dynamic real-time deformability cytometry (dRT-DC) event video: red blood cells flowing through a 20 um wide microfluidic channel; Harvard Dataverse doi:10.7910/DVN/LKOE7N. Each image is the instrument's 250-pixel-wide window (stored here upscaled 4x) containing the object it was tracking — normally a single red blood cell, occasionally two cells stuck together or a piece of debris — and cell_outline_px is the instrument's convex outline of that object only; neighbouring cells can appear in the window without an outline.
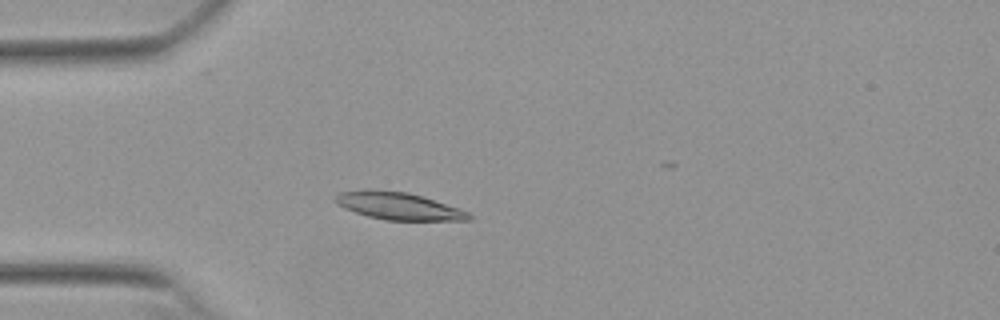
{"species": "Egyptian fruit bat (a non-hibernating species)", "species_latin": "Rousettus aegyptiacus", "temperature_condition": "warm", "stored_images_in_passage": 52, "camera_frame_rate_fps": 3000, "um_per_image_px": 0.085, "animal": {"sex": "female"}, "frame": {"image": 1, "passage_image": 13, "time_ms": 4.0, "image_size_px": [1000, 320], "cell_outline_px": [[472, 220], [384, 220], [368, 216], [344, 208], [336, 200], [336, 196], [340, 192], [368, 188], [408, 192], [468, 212], [472, 216]], "centroid_in_image_um": [33.83, 17.5], "position_along_channel_um": 51.2, "area_um2": 20.92}}
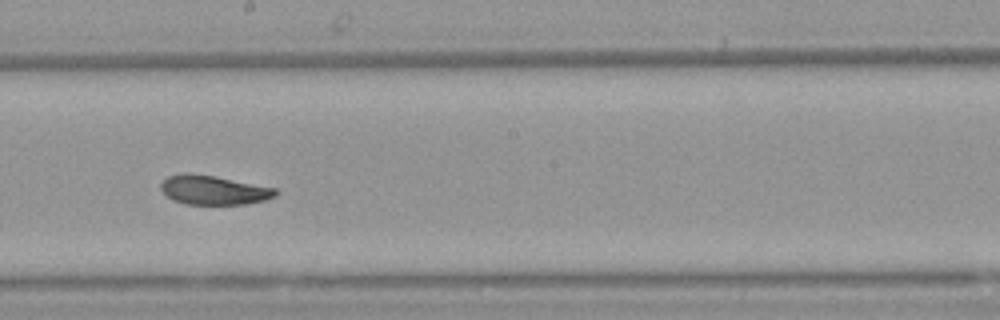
{"frame": {"image": 2, "passage_image": 28, "time_ms": 9.0, "image_size_px": [1000, 320], "cell_outline_px": [[280, 192], [276, 196], [264, 200], [244, 204], [184, 204], [172, 200], [160, 188], [160, 184], [168, 176], [184, 172], [188, 172], [212, 176], [276, 188]], "centroid_in_image_um": [18.15, 16.15], "position_along_channel_um": 230.1, "area_um2": 19.42}}
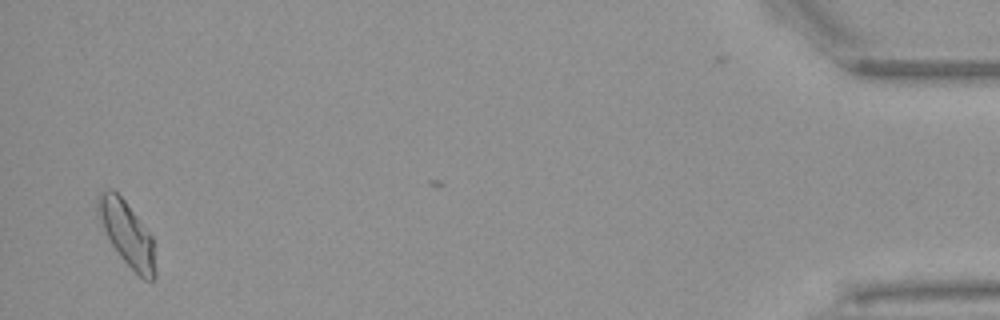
{"frame": {"image": 3, "passage_image": 50, "time_ms": 16.333, "image_size_px": [1000, 320], "cell_outline_px": [[156, 280], [144, 280], [120, 256], [112, 244], [104, 228], [96, 208], [96, 196], [104, 188], [112, 188], [124, 200], [152, 236], [156, 272]], "centroid_in_image_um": [10.79, 19.84], "position_along_channel_um": 424.4, "area_um2": 21.21}, "authors_computed_cell_mechanics": {"area_um2": 20.23, "velocity_mm_per_s": 3.818, "shape_relaxation_time_tau1_ms": 6.3276, "shape_relaxation_time_tau2_ms": 2.8378, "deformation_change_tau1": 0.1606, "deformation_change_tau2": 0.0791}}